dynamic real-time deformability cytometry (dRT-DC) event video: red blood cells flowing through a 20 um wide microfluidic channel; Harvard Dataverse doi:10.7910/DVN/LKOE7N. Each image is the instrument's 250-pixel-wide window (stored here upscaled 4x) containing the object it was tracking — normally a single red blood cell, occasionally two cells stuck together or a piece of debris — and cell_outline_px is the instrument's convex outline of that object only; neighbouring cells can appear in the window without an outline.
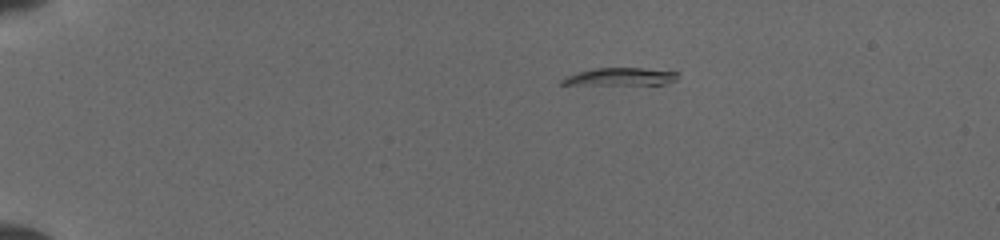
{"species": "common noctule bat (a hibernating species)", "species_latin": "Nyctalus noctula", "temperature_condition": "cold", "stored_images_in_passage": 1, "camera_frame_rate_fps": 3000, "um_per_image_px": 0.085, "animal": {"sex": "female", "body_mass_g": 19.5, "forearm_length_mm": 54.1}, "frame": {"image": 1, "passage_image": 1, "time_ms": 0.0, "image_size_px": [1000, 240], "cell_outline_px": [[680, 72], [676, 80], [668, 84], [560, 84], [560, 80], [568, 76], [580, 72], [596, 68], [644, 68]], "centroid_in_image_um": [52.85, 6.52], "position_along_channel_um": 32.2, "area_um2": 11.68}}